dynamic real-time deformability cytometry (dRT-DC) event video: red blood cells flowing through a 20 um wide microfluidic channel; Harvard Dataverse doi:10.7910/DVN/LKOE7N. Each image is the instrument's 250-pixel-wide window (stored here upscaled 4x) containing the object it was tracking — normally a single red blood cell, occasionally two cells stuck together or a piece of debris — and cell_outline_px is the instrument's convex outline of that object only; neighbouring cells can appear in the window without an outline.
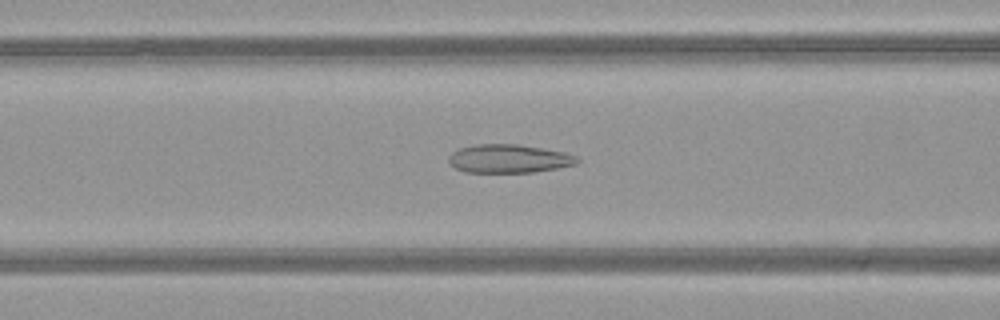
{"species": "common noctule bat (a hibernating species)", "species_latin": "Nyctalus noctula", "temperature_condition": "warm", "stored_images_in_passage": 30, "camera_frame_rate_fps": 3000, "um_per_image_px": 0.085, "animal": {"sex": "female", "body_mass_g": 21.9}, "frame": {"image": 1, "passage_image": 5, "time_ms": 1.333, "image_size_px": [1000, 320], "cell_outline_px": [[580, 160], [576, 164], [556, 168], [532, 172], [464, 172], [456, 168], [448, 160], [448, 156], [452, 152], [460, 148], [476, 144], [520, 144], [564, 152], [576, 156]], "centroid_in_image_um": [43.25, 13.48], "position_along_channel_um": 123.4, "area_um2": 21.21}}
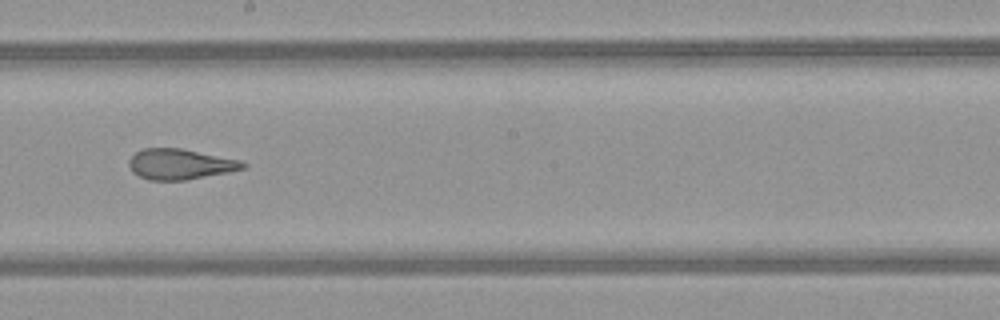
{"frame": {"image": 2, "passage_image": 13, "time_ms": 4.0, "image_size_px": [1000, 320], "cell_outline_px": [[248, 168], [228, 172], [184, 180], [148, 180], [132, 172], [128, 164], [128, 160], [136, 152], [144, 148], [180, 148], [240, 160], [248, 164]], "centroid_in_image_um": [15.31, 13.95], "position_along_channel_um": 232.9, "area_um2": 20.23}}
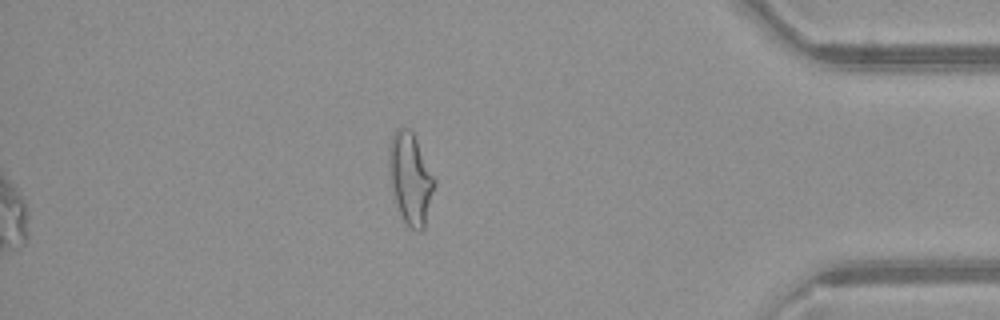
{"frame": {"image": 3, "passage_image": 28, "time_ms": 9.0, "image_size_px": [1000, 320], "cell_outline_px": [[436, 184], [424, 228], [420, 232], [416, 232], [404, 220], [400, 212], [392, 192], [388, 168], [388, 144], [396, 128], [412, 128], [436, 180]], "centroid_in_image_um": [34.89, 15.12], "position_along_channel_um": 400.3, "area_um2": 24.57}, "authors_computed_cell_mechanics": {"area_um2": 21.2415, "velocity_mm_per_s": 4.0932, "shape_relaxation_time_tau1_ms": null, "shape_relaxation_time_tau2_ms": 1.2212, "deformation_change_tau1": null, "deformation_change_tau2": 0.1027}}